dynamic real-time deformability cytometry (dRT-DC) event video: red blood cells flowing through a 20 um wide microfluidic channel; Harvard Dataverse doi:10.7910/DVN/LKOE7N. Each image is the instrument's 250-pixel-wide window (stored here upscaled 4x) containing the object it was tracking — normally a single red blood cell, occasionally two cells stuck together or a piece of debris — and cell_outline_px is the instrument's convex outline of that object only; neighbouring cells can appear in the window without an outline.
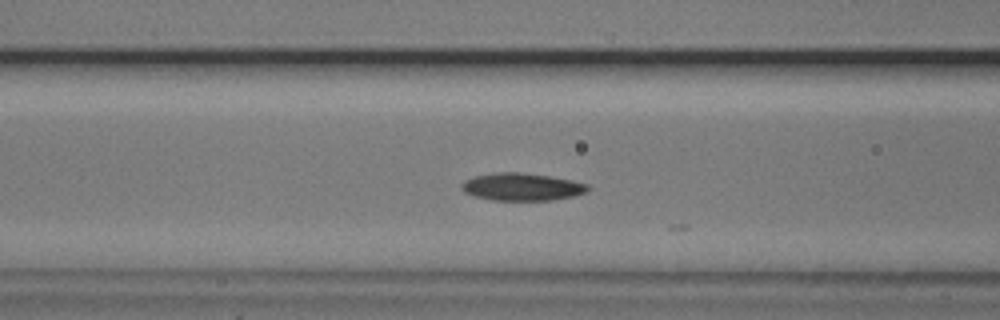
{"species": "common noctule bat (a hibernating species)", "species_latin": "Nyctalus noctula", "temperature_condition": "cold", "stored_images_in_passage": 24, "camera_frame_rate_fps": 3000, "um_per_image_px": 0.085, "animal": {"sex": "male", "body_mass_g": 20.5, "forearm_length_mm": 52.5}, "frame": {"image": 1, "passage_image": 7, "time_ms": 2.0, "image_size_px": [1000, 320], "cell_outline_px": [[588, 188], [584, 192], [572, 196], [552, 200], [492, 200], [472, 196], [464, 192], [460, 188], [460, 184], [464, 180], [472, 176], [492, 172], [520, 172], [548, 176], [572, 180], [588, 184]], "centroid_in_image_um": [44.26, 15.87], "position_along_channel_um": 122.3, "area_um2": 20.35}}
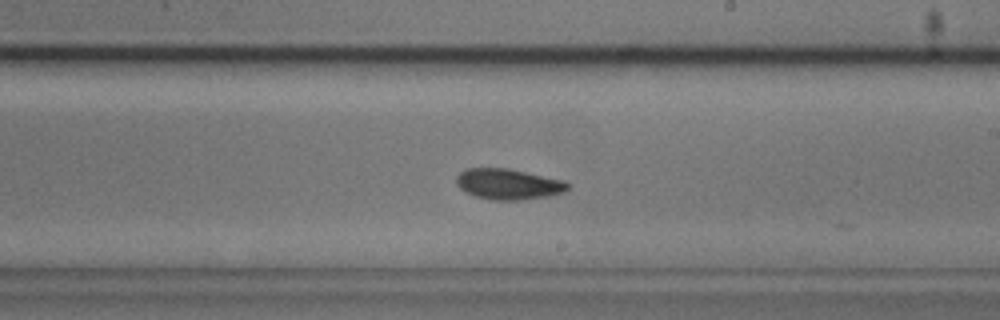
{"frame": {"image": 2, "passage_image": 17, "time_ms": 5.333, "image_size_px": [1000, 320], "cell_outline_px": [[572, 184], [564, 192], [552, 196], [520, 200], [488, 200], [476, 196], [460, 188], [456, 184], [456, 176], [460, 172], [468, 168], [508, 168], [564, 180]], "centroid_in_image_um": [43.24, 15.65], "position_along_channel_um": 245.8, "area_um2": 20.11}}
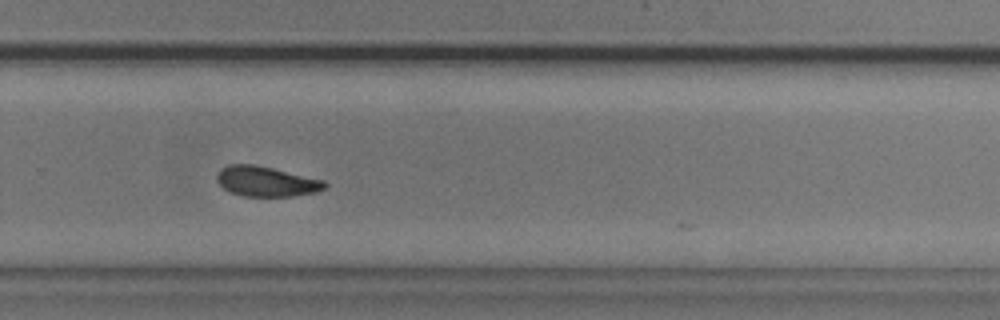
{"frame": {"image": 3, "passage_image": 22, "time_ms": 7.0, "image_size_px": [1000, 320], "cell_outline_px": [[328, 184], [324, 188], [316, 192], [292, 196], [240, 196], [224, 188], [216, 180], [216, 176], [220, 168], [228, 164], [256, 164], [324, 180]], "centroid_in_image_um": [22.61, 15.41], "position_along_channel_um": 307.2, "area_um2": 18.96}}